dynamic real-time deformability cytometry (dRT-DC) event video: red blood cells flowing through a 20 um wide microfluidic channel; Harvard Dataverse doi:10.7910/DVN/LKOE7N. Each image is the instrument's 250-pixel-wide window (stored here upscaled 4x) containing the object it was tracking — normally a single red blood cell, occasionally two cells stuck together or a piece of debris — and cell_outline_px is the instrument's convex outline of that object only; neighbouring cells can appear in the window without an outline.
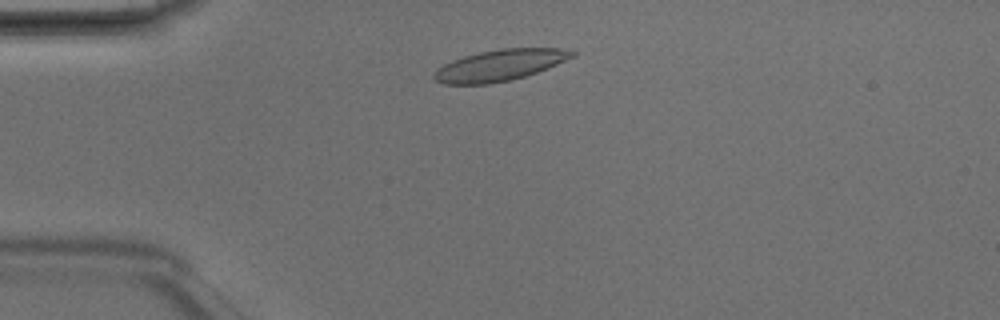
{"species": "Egyptian fruit bat (a non-hibernating species)", "species_latin": "Rousettus aegyptiacus", "temperature_condition": "room temperature", "stored_images_in_passage": 4, "camera_frame_rate_fps": 3000, "um_per_image_px": 0.085, "animal": {"sex": "male"}, "frame": {"image": 1, "passage_image": 1, "time_ms": 0.0, "image_size_px": [1000, 320], "cell_outline_px": [[576, 56], [548, 68], [524, 76], [508, 80], [488, 84], [444, 84], [436, 80], [432, 76], [444, 64], [452, 60], [464, 56], [480, 52], [500, 48], [560, 48], [576, 52]], "centroid_in_image_um": [42.51, 5.53], "position_along_channel_um": 42.5, "area_um2": 24.85}}